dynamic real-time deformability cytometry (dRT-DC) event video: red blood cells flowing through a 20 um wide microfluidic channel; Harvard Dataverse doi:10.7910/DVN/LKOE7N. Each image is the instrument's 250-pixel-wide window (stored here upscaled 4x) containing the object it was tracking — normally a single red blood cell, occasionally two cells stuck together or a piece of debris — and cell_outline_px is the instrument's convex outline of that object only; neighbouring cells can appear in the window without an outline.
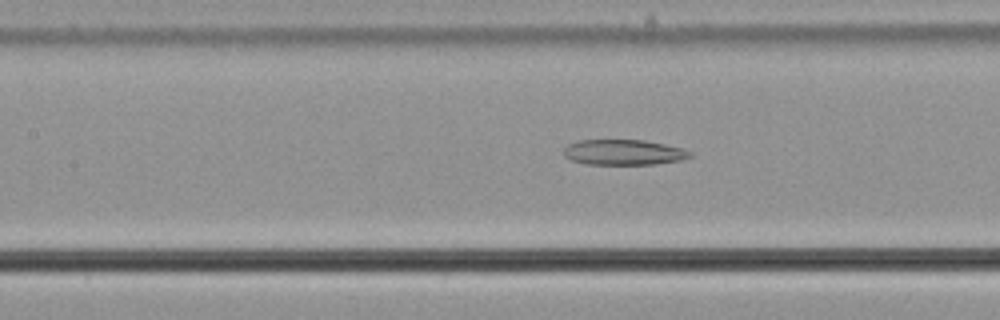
{"species": "common noctule bat (a hibernating species)", "species_latin": "Nyctalus noctula", "temperature_condition": "cold", "stored_images_in_passage": 44, "camera_frame_rate_fps": 3000, "um_per_image_px": 0.085, "animal": {"sex": "male", "body_mass_g": 21.5, "forearm_length_mm": 52.0}, "frame": {"image": 1, "passage_image": 19, "time_ms": 6.0, "image_size_px": [1000, 320], "cell_outline_px": [[692, 156], [680, 160], [656, 164], [588, 164], [572, 160], [564, 156], [564, 148], [568, 144], [576, 140], [644, 140], [684, 148], [692, 152]], "centroid_in_image_um": [53.02, 12.94], "position_along_channel_um": 154.4, "area_um2": 18.73}}
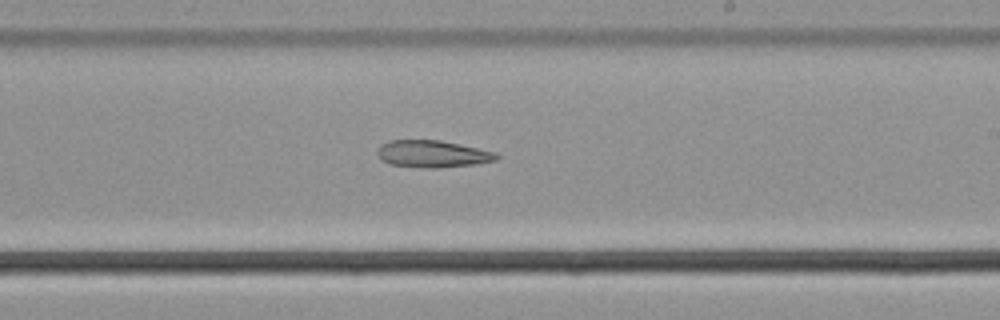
{"frame": {"image": 2, "passage_image": 27, "time_ms": 8.667, "image_size_px": [1000, 320], "cell_outline_px": [[500, 156], [496, 160], [476, 164], [436, 168], [424, 168], [388, 164], [376, 152], [380, 144], [388, 140], [440, 140], [460, 144], [496, 152]], "centroid_in_image_um": [36.77, 13.08], "position_along_channel_um": 252.2, "area_um2": 18.84}}
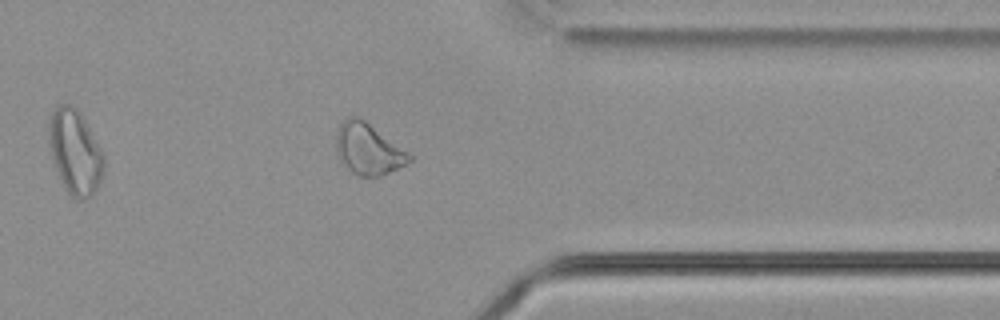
{"frame": {"image": 3, "passage_image": 38, "time_ms": 12.333, "image_size_px": [1000, 320], "cell_outline_px": [[412, 160], [380, 176], [356, 176], [336, 156], [336, 132], [340, 124], [348, 116], [360, 116], [408, 152], [412, 156]], "centroid_in_image_um": [31.25, 12.64], "position_along_channel_um": 380.1, "area_um2": 21.73}}